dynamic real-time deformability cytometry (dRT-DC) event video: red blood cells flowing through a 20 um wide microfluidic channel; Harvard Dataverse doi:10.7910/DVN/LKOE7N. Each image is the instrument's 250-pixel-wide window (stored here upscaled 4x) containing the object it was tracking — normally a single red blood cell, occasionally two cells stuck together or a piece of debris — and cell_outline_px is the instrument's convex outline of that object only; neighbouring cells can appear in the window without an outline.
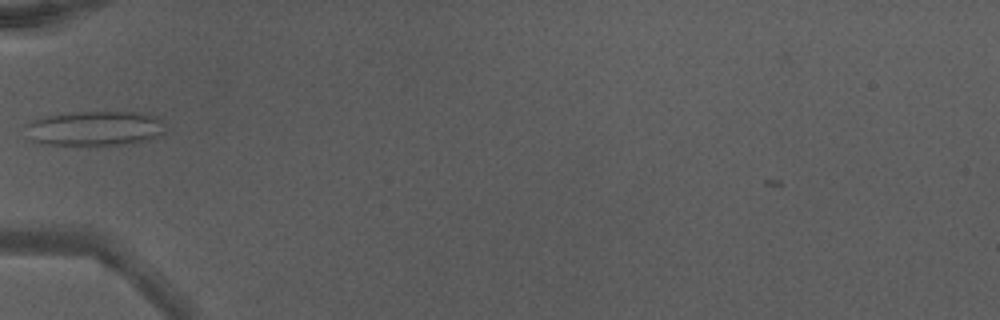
{"species": "Egyptian fruit bat (a non-hibernating species)", "species_latin": "Rousettus aegyptiacus", "temperature_condition": "warm", "stored_images_in_passage": 31, "camera_frame_rate_fps": 3000, "um_per_image_px": 0.085, "animal": {"sex": "male"}, "frame": {"image": 1, "passage_image": 1, "time_ms": 0.0, "image_size_px": [1000, 320], "cell_outline_px": [[164, 132], [148, 140], [120, 144], [40, 144], [32, 140], [24, 124], [48, 116], [80, 112], [144, 112], [156, 116], [160, 120]], "centroid_in_image_um": [8.07, 10.9], "position_along_channel_um": 76.9, "area_um2": 27.63}}
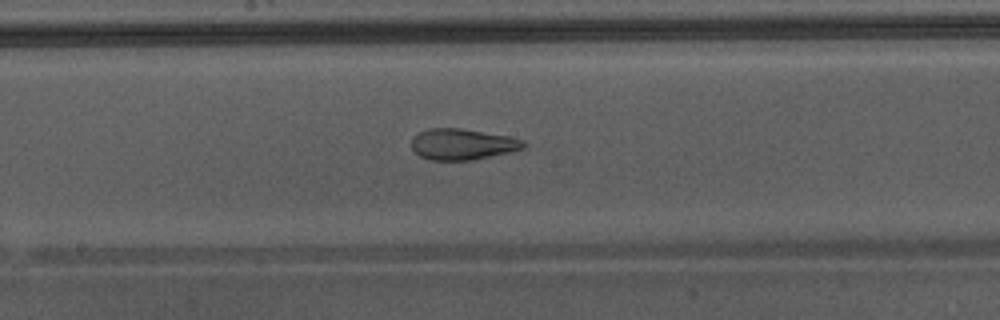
{"frame": {"image": 2, "passage_image": 10, "time_ms": 3.0, "image_size_px": [1000, 320], "cell_outline_px": [[528, 144], [524, 148], [508, 152], [472, 160], [428, 160], [420, 156], [412, 148], [412, 136], [428, 128], [460, 128], [508, 136], [524, 140]], "centroid_in_image_um": [39.3, 12.26], "position_along_channel_um": 208.9, "area_um2": 20.23}}
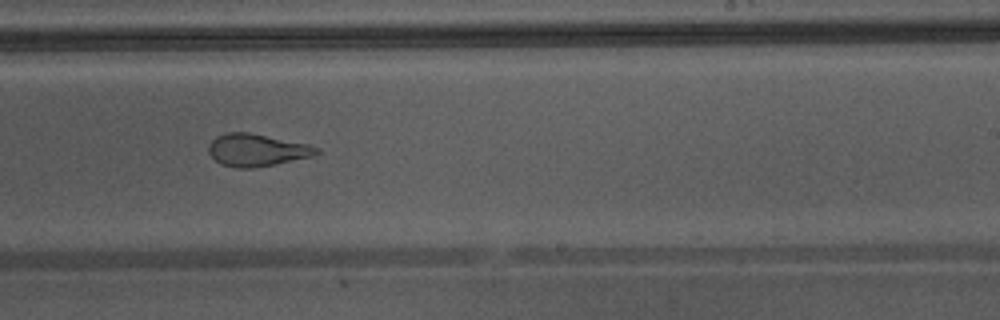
{"frame": {"image": 3, "passage_image": 14, "time_ms": 4.333, "image_size_px": [1000, 320], "cell_outline_px": [[320, 152], [312, 156], [252, 168], [236, 168], [220, 164], [208, 152], [208, 144], [216, 136], [228, 132], [248, 132], [308, 144], [320, 148]], "centroid_in_image_um": [21.79, 12.75], "position_along_channel_um": 267.2, "area_um2": 20.17}, "authors_computed_cell_mechanics": {"area_um2": 21.3282, "velocity_mm_per_s": 4.3916, "shape_relaxation_time_tau1_ms": null, "shape_relaxation_time_tau2_ms": 0.9536, "deformation_change_tau1": null, "deformation_change_tau2": 0.0877}}